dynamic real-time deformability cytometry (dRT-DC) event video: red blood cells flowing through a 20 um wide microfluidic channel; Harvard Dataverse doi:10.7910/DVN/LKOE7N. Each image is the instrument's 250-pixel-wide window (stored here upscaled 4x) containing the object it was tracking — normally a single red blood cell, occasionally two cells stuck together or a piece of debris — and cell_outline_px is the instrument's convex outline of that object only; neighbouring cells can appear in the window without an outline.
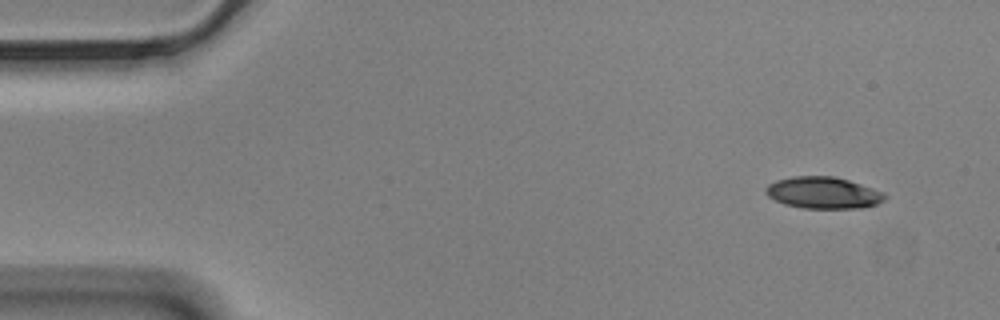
{"species": "Egyptian fruit bat (a non-hibernating species)", "species_latin": "Rousettus aegyptiacus", "temperature_condition": "cold", "stored_images_in_passage": 10, "camera_frame_rate_fps": 3000, "um_per_image_px": 0.085, "animal": {"sex": "male"}, "frame": {"image": 1, "passage_image": 1, "time_ms": 0.0, "image_size_px": [1000, 320], "cell_outline_px": [[888, 196], [884, 200], [876, 204], [860, 208], [804, 208], [784, 204], [768, 196], [764, 192], [764, 188], [768, 184], [776, 180], [792, 176], [836, 176], [884, 192]], "centroid_in_image_um": [69.96, 16.38], "position_along_channel_um": 15.0, "area_um2": 22.02}}